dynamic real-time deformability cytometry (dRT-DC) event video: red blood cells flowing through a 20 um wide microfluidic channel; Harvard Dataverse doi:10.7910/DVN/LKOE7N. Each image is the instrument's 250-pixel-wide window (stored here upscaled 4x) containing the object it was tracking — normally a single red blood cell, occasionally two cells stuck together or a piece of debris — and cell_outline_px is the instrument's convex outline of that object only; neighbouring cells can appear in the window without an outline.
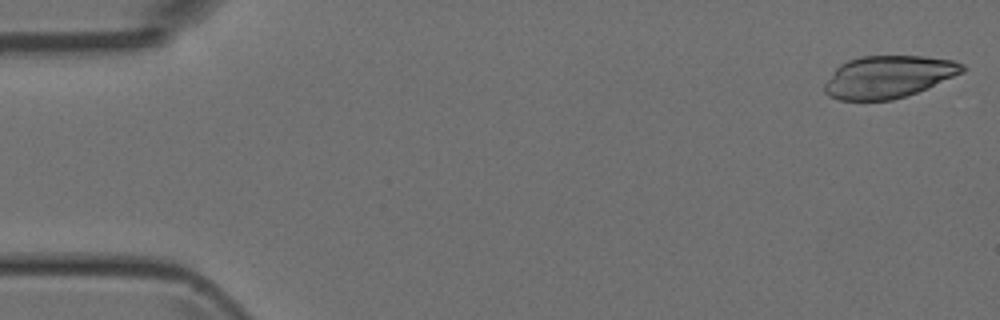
{"species": "Egyptian fruit bat (a non-hibernating species)", "species_latin": "Rousettus aegyptiacus", "temperature_condition": "room temperature", "stored_images_in_passage": 5, "camera_frame_rate_fps": 3000, "um_per_image_px": 0.085, "animal": {"sex": "female"}, "frame": {"image": 1, "passage_image": 1, "time_ms": 0.0, "image_size_px": [1000, 320], "cell_outline_px": [[964, 72], [928, 88], [892, 100], [840, 100], [828, 96], [824, 92], [824, 84], [836, 68], [840, 64], [848, 60], [860, 56], [924, 56], [956, 60], [964, 64]], "centroid_in_image_um": [75.52, 6.52], "position_along_channel_um": 9.5, "area_um2": 34.04}}